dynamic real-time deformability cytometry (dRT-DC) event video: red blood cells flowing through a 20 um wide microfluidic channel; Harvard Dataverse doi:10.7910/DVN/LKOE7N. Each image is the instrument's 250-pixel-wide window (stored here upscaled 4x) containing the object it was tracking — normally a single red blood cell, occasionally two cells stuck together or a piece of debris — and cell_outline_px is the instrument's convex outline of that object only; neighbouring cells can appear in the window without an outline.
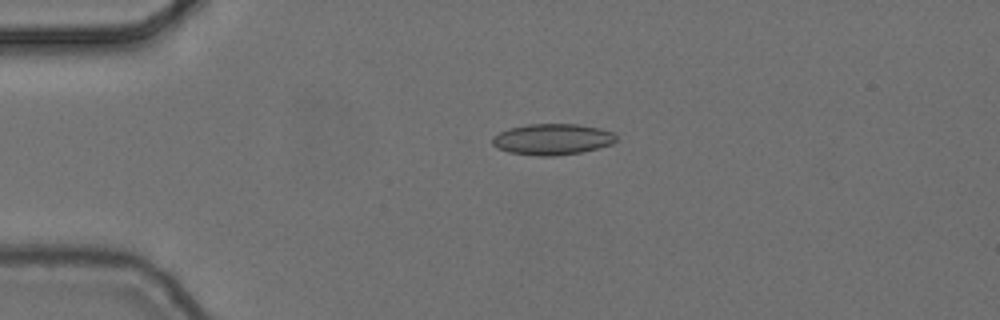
{"species": "common noctule bat (a hibernating species)", "species_latin": "Nyctalus noctula", "temperature_condition": "cold", "stored_images_in_passage": 5, "camera_frame_rate_fps": 3000, "um_per_image_px": 0.085, "animal": {"sex": "female", "body_mass_g": 24.6, "forearm_length_mm": 56.2}, "frame": {"image": 1, "passage_image": 4, "time_ms": 1.0, "image_size_px": [1000, 320], "cell_outline_px": [[616, 140], [612, 144], [580, 152], [556, 156], [536, 156], [508, 152], [496, 148], [492, 144], [492, 136], [508, 128], [528, 124], [576, 124], [600, 128], [612, 132], [616, 136]], "centroid_in_image_um": [46.9, 11.84], "position_along_channel_um": 38.1, "area_um2": 22.48}}